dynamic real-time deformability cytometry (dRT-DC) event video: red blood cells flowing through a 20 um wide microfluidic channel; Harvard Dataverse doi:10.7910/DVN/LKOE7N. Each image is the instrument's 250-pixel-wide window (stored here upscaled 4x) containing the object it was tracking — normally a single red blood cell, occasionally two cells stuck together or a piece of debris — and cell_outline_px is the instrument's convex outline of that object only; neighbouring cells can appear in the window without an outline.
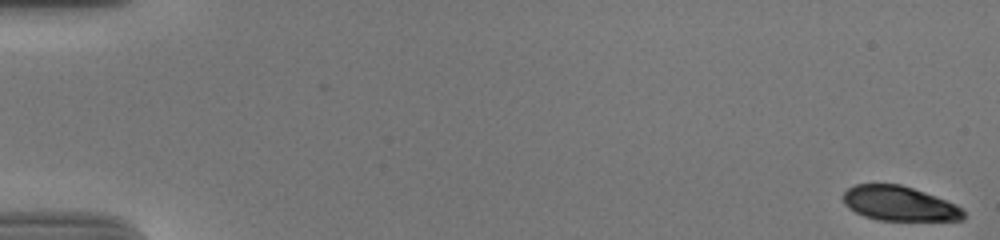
{"species": "human", "species_latin": "Homo sapiens", "temperature_condition": "cold", "stored_images_in_passage": 56, "camera_frame_rate_fps": 3000, "um_per_image_px": 0.085, "donor": {"sex": "male"}, "frame": {"image": 1, "passage_image": 1, "time_ms": 0.0, "image_size_px": [1000, 240], "cell_outline_px": [[964, 220], [880, 220], [864, 216], [848, 208], [844, 204], [844, 192], [848, 188], [856, 184], [900, 184], [924, 192], [956, 204], [964, 212]], "centroid_in_image_um": [76.43, 17.3], "position_along_channel_um": 8.6, "area_um2": 24.04}}
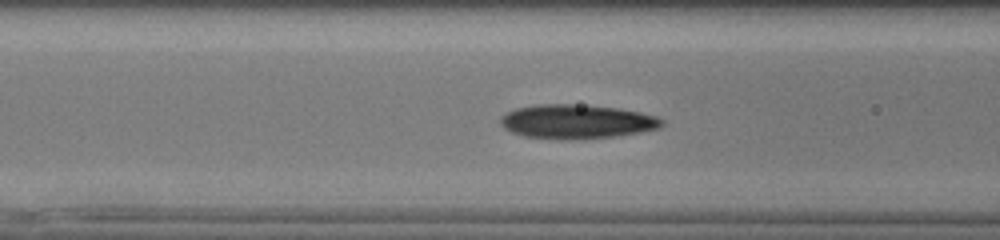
{"frame": {"image": 2, "passage_image": 24, "time_ms": 7.667, "image_size_px": [1000, 240], "cell_outline_px": [[664, 124], [660, 128], [640, 132], [616, 136], [584, 140], [560, 140], [524, 136], [512, 132], [504, 128], [500, 124], [500, 116], [516, 108], [536, 104], [568, 104], [616, 108], [640, 112], [656, 116], [664, 120]], "centroid_in_image_um": [49.01, 10.35], "position_along_channel_um": 117.6, "area_um2": 32.37}}
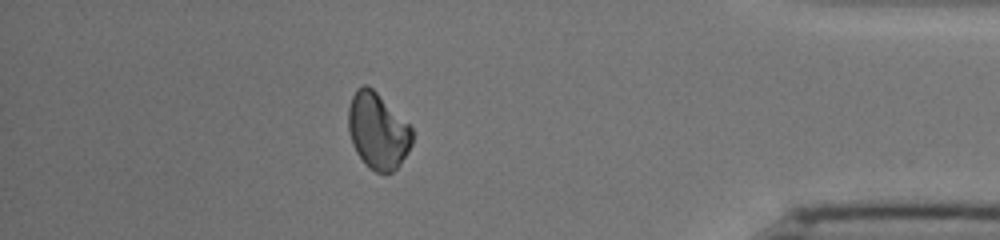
{"frame": {"image": 3, "passage_image": 50, "time_ms": 16.333, "image_size_px": [1000, 240], "cell_outline_px": [[412, 144], [408, 152], [400, 164], [392, 172], [376, 172], [368, 168], [364, 164], [356, 152], [352, 144], [348, 132], [348, 108], [352, 96], [356, 88], [364, 84], [368, 84], [412, 128]], "centroid_in_image_um": [32.08, 11.14], "position_along_channel_um": 403.1, "area_um2": 28.32}, "authors_computed_cell_mechanics": {"area_um2": 28.6977, "velocity_mm_per_s": 3.6997, "shape_relaxation_time_tau1_ms": 5.9015, "shape_relaxation_time_tau2_ms": 10.7148, "deformation_change_tau1": 0.1515, "deformation_change_tau2": 0.1984}}